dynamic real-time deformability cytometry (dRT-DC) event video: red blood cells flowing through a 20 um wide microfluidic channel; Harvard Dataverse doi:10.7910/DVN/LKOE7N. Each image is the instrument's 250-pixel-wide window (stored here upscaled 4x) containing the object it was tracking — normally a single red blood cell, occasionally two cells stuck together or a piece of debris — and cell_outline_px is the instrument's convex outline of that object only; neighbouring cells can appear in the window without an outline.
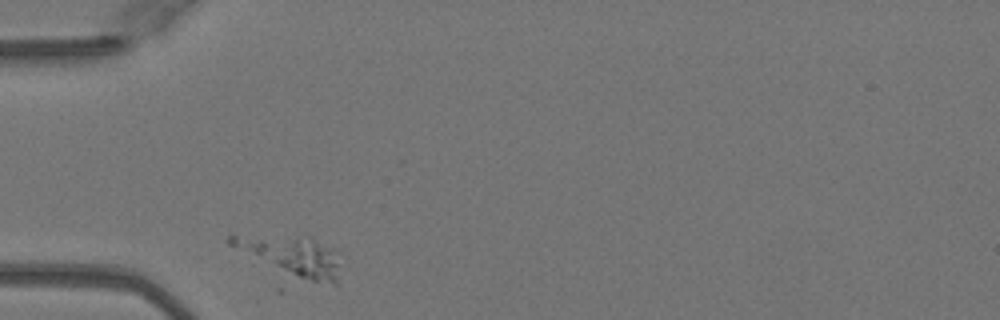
{"species": "Egyptian fruit bat (a non-hibernating species)", "species_latin": "Rousettus aegyptiacus", "temperature_condition": "warm", "stored_images_in_passage": 16, "camera_frame_rate_fps": 3000, "um_per_image_px": 0.085, "animal": {"sex": "female"}, "frame": {"image": 1, "passage_image": 1, "time_ms": 0.0, "image_size_px": [1000, 320], "cell_outline_px": [[340, 284], [336, 284], [312, 280], [300, 276], [228, 244], [228, 236], [300, 232], [312, 236], [340, 252]], "centroid_in_image_um": [24.97, 21.6], "position_along_channel_um": 60.0, "area_um2": 25.09}}
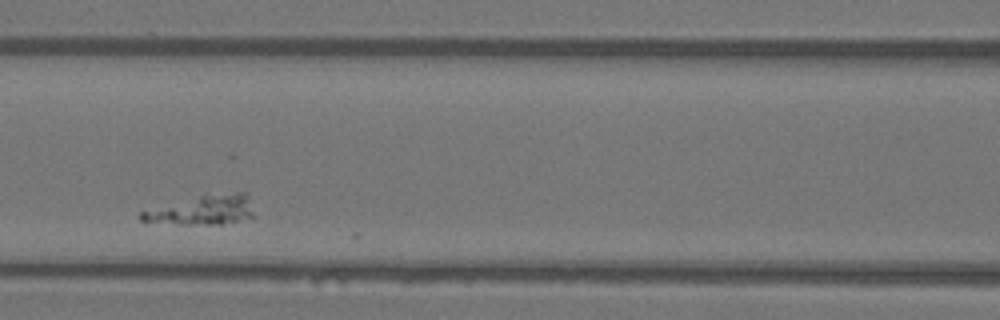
{"frame": {"image": 2, "passage_image": 9, "time_ms": 2.667, "image_size_px": [1000, 320], "cell_outline_px": [[256, 216], [252, 220], [220, 224], [184, 224], [140, 220], [136, 216], [140, 212], [200, 196], [236, 192], [244, 192], [248, 196]], "centroid_in_image_um": [17.35, 17.88], "position_along_channel_um": 149.3, "area_um2": 19.07}}
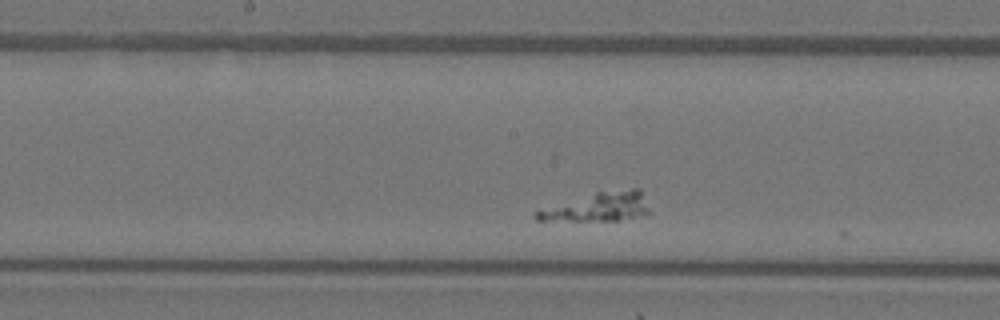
{"frame": {"image": 3, "passage_image": 13, "time_ms": 4.0, "image_size_px": [1000, 320], "cell_outline_px": [[648, 216], [616, 220], [536, 220], [536, 212], [596, 192], [632, 188], [640, 188], [648, 208]], "centroid_in_image_um": [50.98, 17.59], "position_along_channel_um": 197.2, "area_um2": 18.26}}